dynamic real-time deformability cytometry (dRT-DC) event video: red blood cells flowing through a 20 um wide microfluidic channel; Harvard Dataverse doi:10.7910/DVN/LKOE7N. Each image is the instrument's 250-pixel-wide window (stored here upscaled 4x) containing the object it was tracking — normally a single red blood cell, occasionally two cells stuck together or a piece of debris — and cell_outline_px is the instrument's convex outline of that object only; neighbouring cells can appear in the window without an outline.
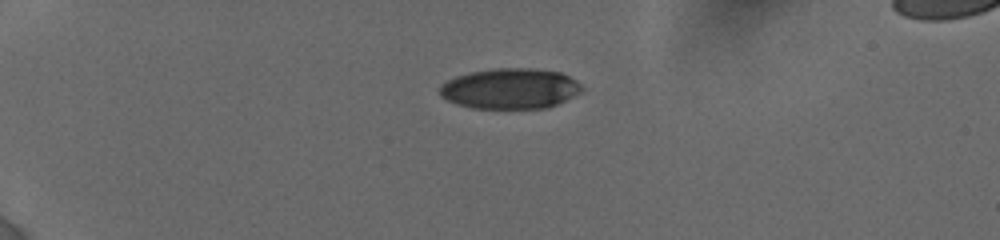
{"species": "human", "species_latin": "Homo sapiens", "temperature_condition": "cold", "stored_images_in_passage": 17, "camera_frame_rate_fps": 3000, "um_per_image_px": 0.085, "donor": {"sex": "female"}, "frame": {"image": 1, "passage_image": 1, "time_ms": 0.0, "image_size_px": [1000, 240], "cell_outline_px": [[584, 88], [580, 92], [548, 108], [472, 108], [456, 104], [440, 96], [440, 88], [448, 80], [456, 76], [472, 72], [492, 68], [532, 68], [560, 72], [576, 80]], "centroid_in_image_um": [43.37, 7.53], "position_along_channel_um": 41.6, "area_um2": 33.35}}
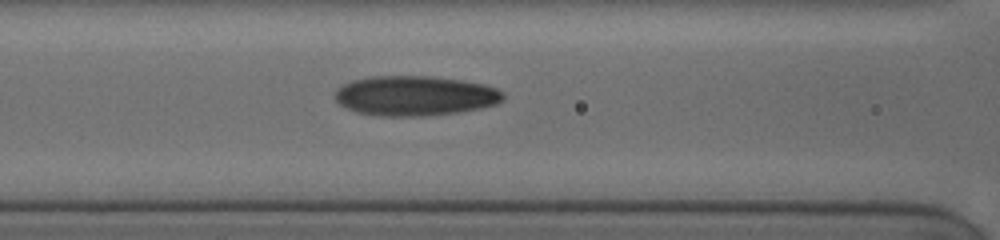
{"frame": {"image": 2, "passage_image": 15, "time_ms": 4.0, "image_size_px": [1000, 240], "cell_outline_px": [[504, 100], [496, 104], [480, 108], [456, 112], [428, 116], [376, 116], [356, 112], [340, 104], [332, 96], [336, 88], [352, 80], [372, 76], [428, 76], [464, 80], [484, 84], [496, 88], [504, 92]], "centroid_in_image_um": [35.26, 8.14], "position_along_channel_um": 131.3, "area_um2": 39.42}}
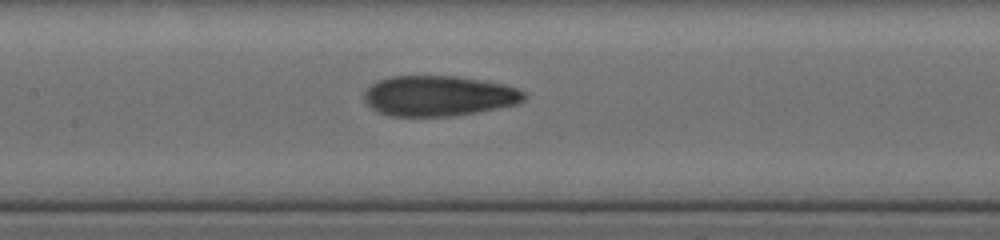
{"frame": {"image": 3, "passage_image": 17, "time_ms": 5.0, "image_size_px": [1000, 240], "cell_outline_px": [[528, 96], [520, 104], [476, 112], [452, 116], [392, 116], [376, 112], [364, 100], [364, 92], [372, 84], [388, 76], [456, 76], [504, 84], [520, 88]], "centroid_in_image_um": [37.32, 8.15], "position_along_channel_um": 170.1, "area_um2": 37.86}}